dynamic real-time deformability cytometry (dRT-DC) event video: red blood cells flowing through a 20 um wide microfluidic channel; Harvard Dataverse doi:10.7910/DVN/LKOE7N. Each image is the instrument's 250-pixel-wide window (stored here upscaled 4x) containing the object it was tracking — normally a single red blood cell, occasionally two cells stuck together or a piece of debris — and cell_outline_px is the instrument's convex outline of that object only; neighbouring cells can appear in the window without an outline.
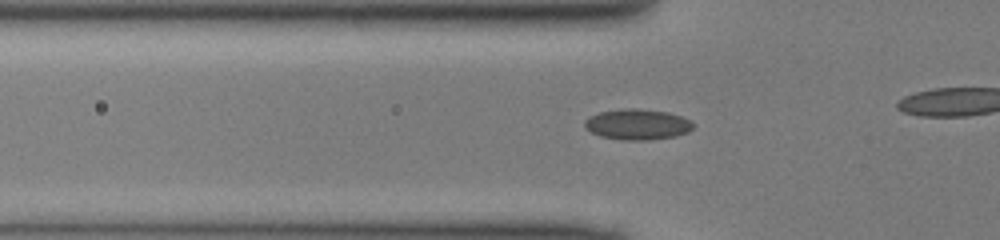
{"species": "common noctule bat (a hibernating species)", "species_latin": "Nyctalus noctula", "temperature_condition": "cold", "stored_images_in_passage": 27, "camera_frame_rate_fps": 3000, "um_per_image_px": 0.085, "animal": {"sex": "male", "body_mass_g": 13.0, "forearm_length_mm": 53.1}, "frame": {"image": 1, "passage_image": 4, "time_ms": 1.0, "image_size_px": [1000, 240], "cell_outline_px": [[696, 124], [688, 132], [676, 136], [648, 140], [620, 140], [600, 136], [584, 128], [584, 120], [588, 116], [600, 112], [628, 108], [636, 108], [668, 112], [680, 116]], "centroid_in_image_um": [54.16, 10.58], "position_along_channel_um": 71.6, "area_um2": 19.48}}
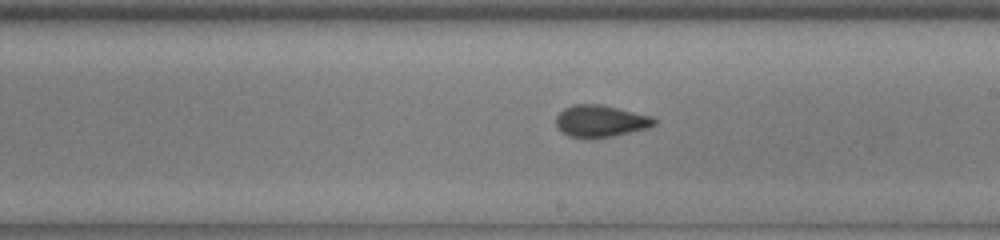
{"frame": {"image": 2, "passage_image": 16, "time_ms": 5.0, "image_size_px": [1000, 240], "cell_outline_px": [[656, 124], [648, 128], [612, 136], [592, 140], [568, 136], [560, 132], [556, 128], [556, 116], [564, 108], [572, 104], [604, 104], [652, 116], [656, 120]], "centroid_in_image_um": [51.01, 10.3], "position_along_channel_um": 238.0, "area_um2": 18.79}}
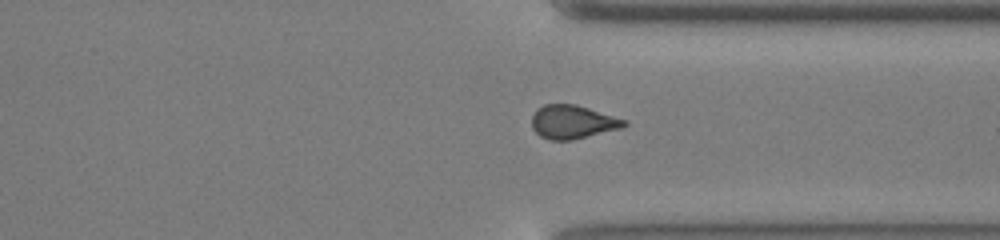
{"frame": {"image": 3, "passage_image": 25, "time_ms": 8.0, "image_size_px": [1000, 240], "cell_outline_px": [[628, 124], [624, 128], [572, 140], [548, 140], [540, 136], [532, 128], [532, 116], [536, 108], [544, 104], [576, 104], [628, 120]], "centroid_in_image_um": [48.7, 10.37], "position_along_channel_um": 362.7, "area_um2": 18.38}}